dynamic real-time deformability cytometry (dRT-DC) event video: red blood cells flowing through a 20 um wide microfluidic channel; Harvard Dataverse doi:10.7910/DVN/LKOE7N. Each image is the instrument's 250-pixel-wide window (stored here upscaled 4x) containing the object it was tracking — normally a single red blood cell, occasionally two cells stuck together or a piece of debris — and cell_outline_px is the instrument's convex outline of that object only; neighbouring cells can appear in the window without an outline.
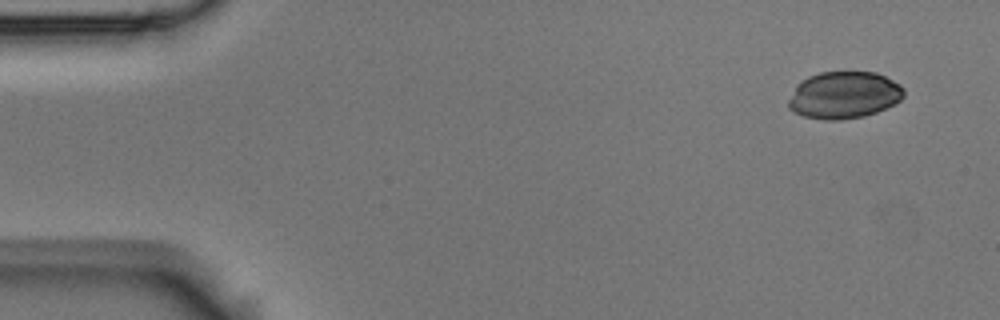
{"species": "Egyptian fruit bat (a non-hibernating species)", "species_latin": "Rousettus aegyptiacus", "temperature_condition": "room temperature", "stored_images_in_passage": 5, "camera_frame_rate_fps": 3000, "um_per_image_px": 0.085, "animal": {"sex": "male"}, "frame": {"image": 1, "passage_image": 1, "time_ms": 0.0, "image_size_px": [1000, 320], "cell_outline_px": [[904, 96], [900, 100], [876, 112], [864, 116], [840, 120], [824, 120], [804, 116], [792, 112], [788, 108], [788, 100], [796, 84], [800, 80], [808, 76], [820, 72], [876, 72], [900, 84], [904, 88]], "centroid_in_image_um": [71.7, 8.08], "position_along_channel_um": 13.3, "area_um2": 31.79}}
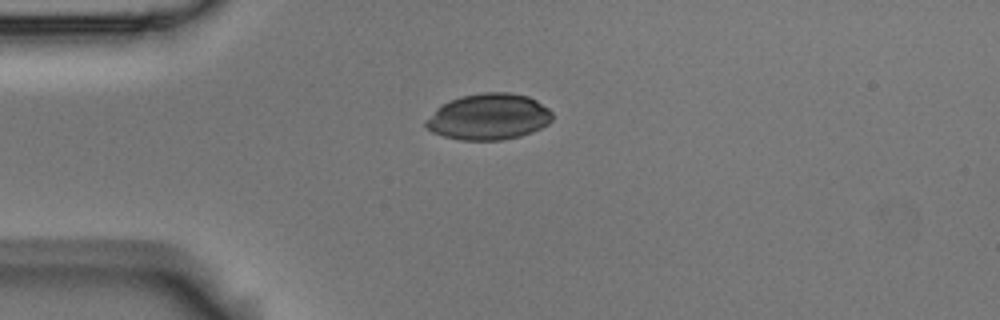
{"frame": {"image": 2, "passage_image": 4, "time_ms": 1.0, "image_size_px": [1000, 320], "cell_outline_px": [[552, 120], [548, 124], [532, 132], [520, 136], [500, 140], [460, 140], [444, 136], [432, 132], [424, 124], [436, 108], [452, 100], [464, 96], [484, 92], [508, 92], [528, 96], [536, 100], [548, 108], [552, 112]], "centroid_in_image_um": [41.57, 9.93], "position_along_channel_um": 43.4, "area_um2": 33.76}}